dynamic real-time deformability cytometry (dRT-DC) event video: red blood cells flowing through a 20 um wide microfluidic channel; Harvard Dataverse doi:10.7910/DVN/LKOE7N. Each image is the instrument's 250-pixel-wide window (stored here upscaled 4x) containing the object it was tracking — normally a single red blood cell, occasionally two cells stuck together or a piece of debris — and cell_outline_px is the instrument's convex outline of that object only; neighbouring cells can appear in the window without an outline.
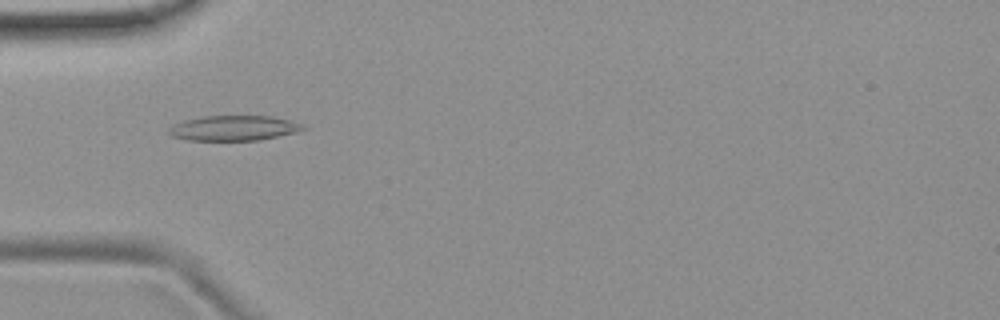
{"species": "common noctule bat (a hibernating species)", "species_latin": "Nyctalus noctula", "temperature_condition": "room temperature", "stored_images_in_passage": 6, "camera_frame_rate_fps": 3000, "um_per_image_px": 0.085, "animal": {"sex": "female", "body_mass_g": 19.9}, "frame": {"image": 1, "passage_image": 4, "time_ms": 1.0, "image_size_px": [1000, 320], "cell_outline_px": [[308, 128], [296, 132], [260, 140], [184, 140], [172, 136], [168, 132], [168, 128], [172, 124], [184, 120], [204, 116], [272, 116], [304, 124]], "centroid_in_image_um": [19.85, 10.89], "position_along_channel_um": 65.1, "area_um2": 19.71}}
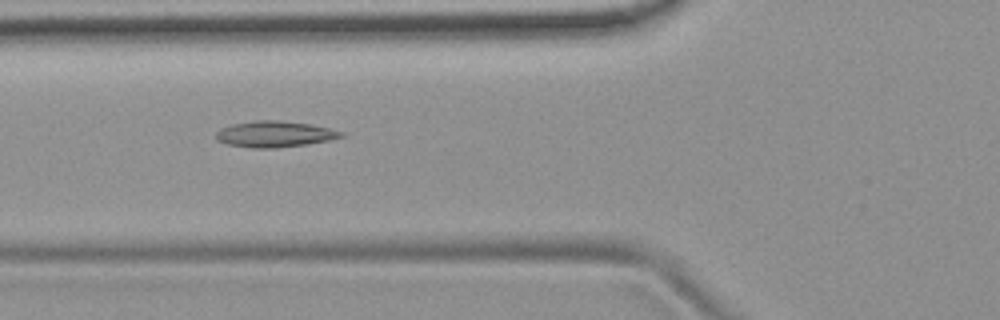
{"frame": {"image": 2, "passage_image": 5, "time_ms": 1.333, "image_size_px": [1000, 320], "cell_outline_px": [[344, 136], [328, 140], [308, 144], [276, 148], [252, 148], [228, 144], [216, 140], [216, 132], [220, 128], [232, 124], [256, 120], [276, 120], [312, 124], [344, 132]], "centroid_in_image_um": [23.33, 11.4], "position_along_channel_um": 102.5, "area_um2": 19.02}}
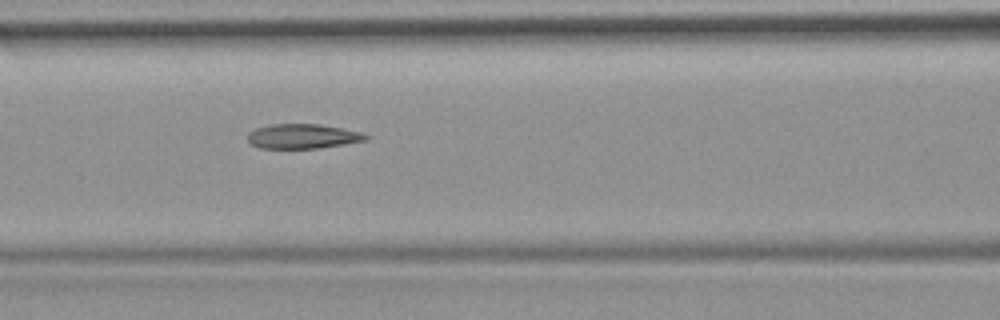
{"frame": {"image": 3, "passage_image": 6, "time_ms": 1.667, "image_size_px": [1000, 320], "cell_outline_px": [[372, 136], [368, 140], [344, 144], [316, 148], [260, 148], [252, 144], [248, 140], [248, 132], [256, 128], [272, 124], [320, 124], [344, 128], [360, 132]], "centroid_in_image_um": [25.77, 11.58], "position_along_channel_um": 140.8, "area_um2": 16.99}}